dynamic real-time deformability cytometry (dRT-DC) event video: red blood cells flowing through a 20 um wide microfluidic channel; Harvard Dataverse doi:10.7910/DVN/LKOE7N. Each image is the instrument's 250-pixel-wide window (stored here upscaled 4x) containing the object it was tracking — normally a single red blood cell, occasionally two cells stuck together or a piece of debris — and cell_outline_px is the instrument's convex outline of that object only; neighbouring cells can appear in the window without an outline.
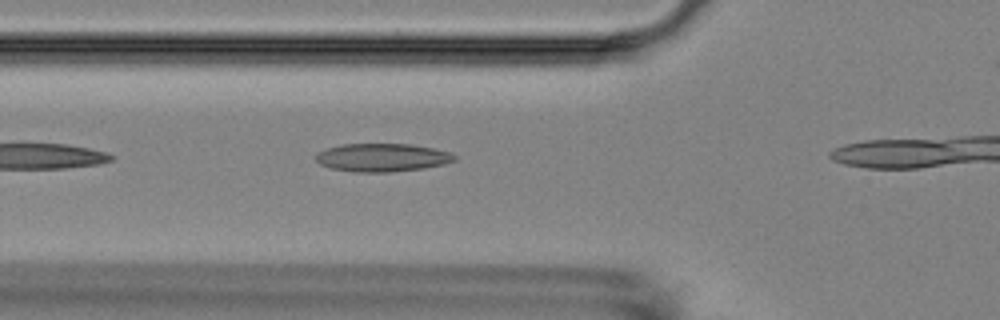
{"species": "Egyptian fruit bat (a non-hibernating species)", "species_latin": "Rousettus aegyptiacus", "temperature_condition": "room temperature", "stored_images_in_passage": 3, "camera_frame_rate_fps": 3000, "um_per_image_px": 0.085, "animal": {"sex": "female"}, "frame": {"image": 1, "passage_image": 2, "time_ms": 1.0, "image_size_px": [1000, 320], "cell_outline_px": [[456, 160], [444, 164], [424, 168], [388, 172], [356, 172], [332, 168], [320, 164], [316, 160], [316, 156], [320, 152], [328, 148], [340, 144], [412, 144], [452, 152], [456, 156]], "centroid_in_image_um": [32.53, 13.38], "position_along_channel_um": 93.3, "area_um2": 22.66}}